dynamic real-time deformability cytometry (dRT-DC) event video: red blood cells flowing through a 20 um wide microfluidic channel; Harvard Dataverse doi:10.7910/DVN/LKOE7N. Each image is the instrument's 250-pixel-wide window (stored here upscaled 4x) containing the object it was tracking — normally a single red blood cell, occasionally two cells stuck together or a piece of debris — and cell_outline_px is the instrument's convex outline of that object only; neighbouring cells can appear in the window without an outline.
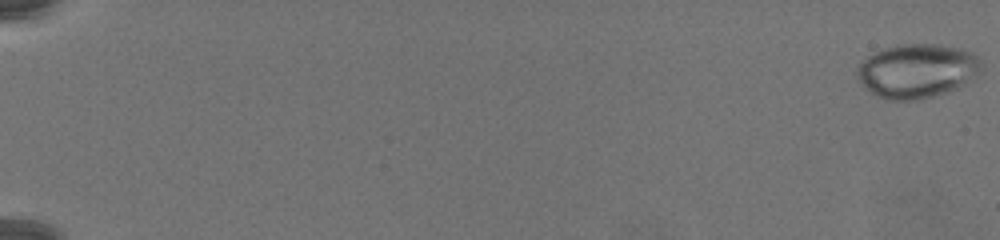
{"species": "common noctule bat (a hibernating species)", "species_latin": "Nyctalus noctula", "temperature_condition": "warm", "stored_images_in_passage": 24, "camera_frame_rate_fps": 3000, "um_per_image_px": 0.085, "animal": {"sex": "female", "body_mass_g": 19.5, "forearm_length_mm": 54.1}, "frame": {"image": 1, "passage_image": 1, "time_ms": 0.0, "image_size_px": [1000, 240], "cell_outline_px": [[984, 64], [980, 72], [956, 88], [948, 92], [916, 100], [888, 100], [876, 96], [864, 88], [856, 80], [856, 68], [868, 56], [884, 48], [896, 44], [936, 44], [960, 48], [972, 52]], "centroid_in_image_um": [77.91, 6.02], "position_along_channel_um": 7.1, "area_um2": 39.36}}